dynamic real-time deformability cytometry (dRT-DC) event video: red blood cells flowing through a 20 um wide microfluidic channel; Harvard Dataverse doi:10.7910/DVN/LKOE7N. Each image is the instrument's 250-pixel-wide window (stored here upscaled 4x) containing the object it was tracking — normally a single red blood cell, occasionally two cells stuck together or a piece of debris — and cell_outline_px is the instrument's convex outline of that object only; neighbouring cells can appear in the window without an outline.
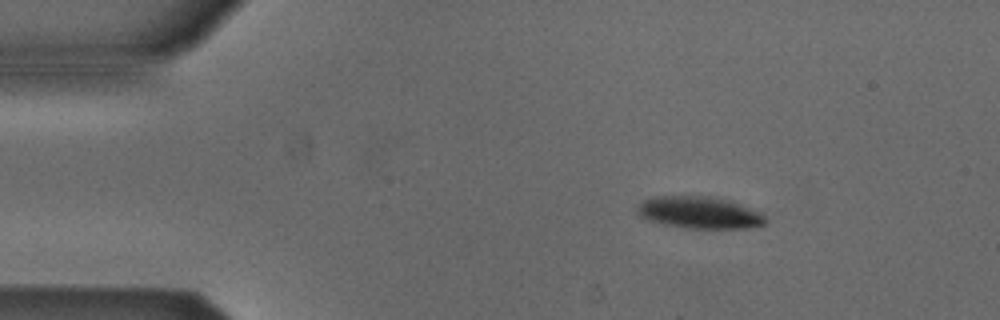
{"species": "Egyptian fruit bat (a non-hibernating species)", "species_latin": "Rousettus aegyptiacus", "temperature_condition": "cold", "stored_images_in_passage": 47, "camera_frame_rate_fps": 3000, "um_per_image_px": 0.085, "animal": {"sex": "male"}, "frame": {"image": 1, "passage_image": 1, "time_ms": 0.0, "image_size_px": [1000, 320], "cell_outline_px": [[764, 224], [748, 228], [692, 228], [664, 224], [640, 216], [640, 204], [644, 200], [656, 196], [716, 196], [732, 200], [764, 216]], "centroid_in_image_um": [59.48, 18.05], "position_along_channel_um": 25.5, "area_um2": 23.29}}
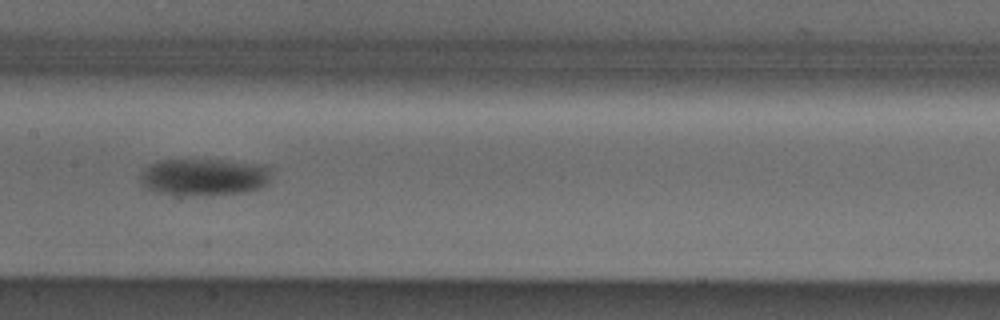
{"frame": {"image": 2, "passage_image": 19, "time_ms": 6.0, "image_size_px": [1000, 320], "cell_outline_px": [[268, 184], [260, 188], [244, 192], [192, 196], [156, 192], [148, 188], [140, 180], [140, 176], [152, 164], [160, 160], [220, 160], [256, 164], [268, 168]], "centroid_in_image_um": [17.34, 15.06], "position_along_channel_um": 190.1, "area_um2": 27.69}}
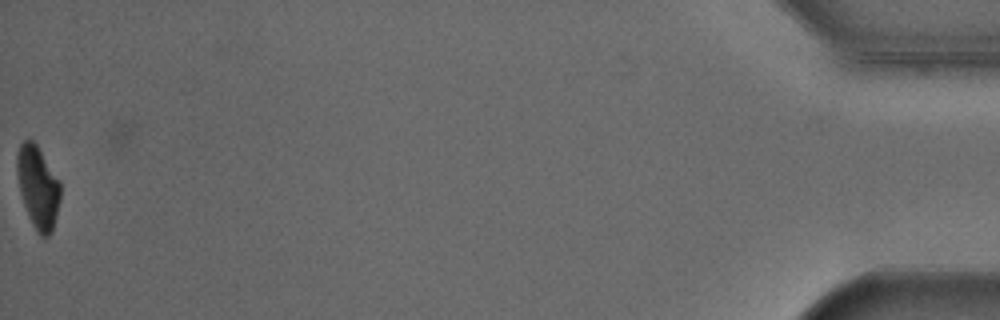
{"frame": {"image": 3, "passage_image": 46, "time_ms": 15.0, "image_size_px": [1000, 320], "cell_outline_px": [[60, 200], [52, 232], [48, 236], [40, 236], [36, 232], [28, 216], [20, 192], [16, 172], [16, 156], [20, 144], [24, 140], [32, 140], [36, 144], [60, 180]], "centroid_in_image_um": [3.22, 15.91], "position_along_channel_um": 432.0, "area_um2": 20.92}, "authors_computed_cell_mechanics": {"area_um2": 25.7788, "velocity_mm_per_s": 3.8586, "shape_relaxation_time_tau1_ms": 3.6367, "shape_relaxation_time_tau2_ms": null, "deformation_change_tau1": 0.1044, "deformation_change_tau2": null}}